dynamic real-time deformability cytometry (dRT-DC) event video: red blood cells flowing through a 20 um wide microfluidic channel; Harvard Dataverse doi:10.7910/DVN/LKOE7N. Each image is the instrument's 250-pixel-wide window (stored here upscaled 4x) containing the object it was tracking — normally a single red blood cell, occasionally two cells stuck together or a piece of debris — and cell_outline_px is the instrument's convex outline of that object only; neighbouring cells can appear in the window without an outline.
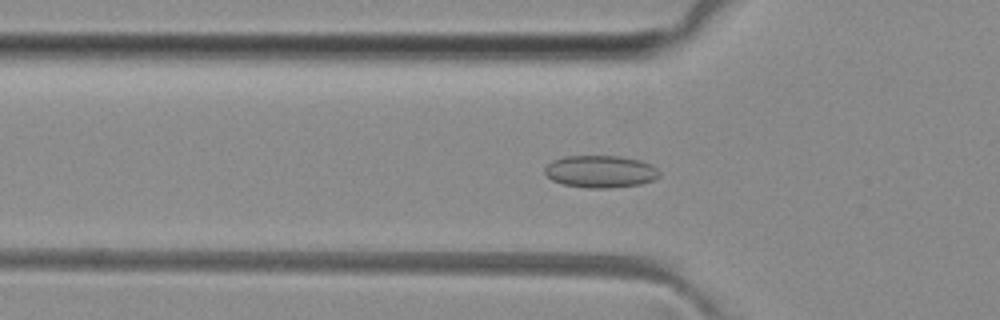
{"species": "common noctule bat (a hibernating species)", "species_latin": "Nyctalus noctula", "temperature_condition": "room temperature", "stored_images_in_passage": 8, "camera_frame_rate_fps": 3000, "um_per_image_px": 0.085, "animal": {"sex": "female", "body_mass_g": 29.2, "forearm_length_mm": 56.3}, "frame": {"image": 1, "passage_image": 6, "time_ms": 1.667, "image_size_px": [1000, 320], "cell_outline_px": [[660, 176], [656, 180], [640, 184], [612, 188], [588, 188], [564, 184], [552, 180], [544, 172], [544, 168], [552, 160], [564, 156], [616, 156], [640, 160], [652, 164], [660, 172]], "centroid_in_image_um": [51.06, 14.58], "position_along_channel_um": 74.7, "area_um2": 21.68}}